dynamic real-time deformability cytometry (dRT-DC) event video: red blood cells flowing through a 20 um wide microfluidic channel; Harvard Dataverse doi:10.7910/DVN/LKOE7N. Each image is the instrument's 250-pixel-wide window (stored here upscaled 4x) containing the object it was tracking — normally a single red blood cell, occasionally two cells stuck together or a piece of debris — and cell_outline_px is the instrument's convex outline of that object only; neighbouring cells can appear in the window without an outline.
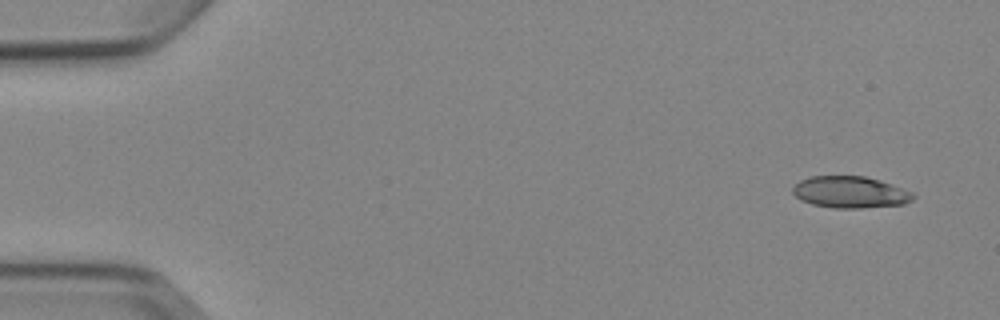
{"species": "Egyptian fruit bat (a non-hibernating species)", "species_latin": "Rousettus aegyptiacus", "temperature_condition": "cold", "stored_images_in_passage": 6, "camera_frame_rate_fps": 3000, "um_per_image_px": 0.085, "animal": {"sex": "female"}, "frame": {"image": 1, "passage_image": 1, "time_ms": 0.0, "image_size_px": [1000, 320], "cell_outline_px": [[916, 196], [912, 200], [904, 204], [860, 208], [836, 208], [812, 204], [800, 200], [792, 192], [792, 188], [800, 180], [812, 176], [864, 176], [880, 180], [912, 192]], "centroid_in_image_um": [72.26, 16.33], "position_along_channel_um": 12.7, "area_um2": 22.14}}
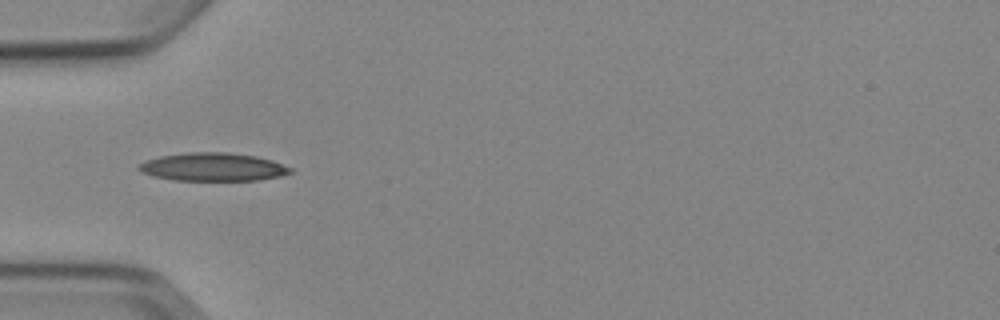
{"frame": {"image": 2, "passage_image": 5, "time_ms": 4.667, "image_size_px": [1000, 320], "cell_outline_px": [[292, 172], [280, 176], [256, 180], [176, 180], [152, 176], [140, 172], [136, 168], [136, 164], [160, 156], [188, 152], [228, 152], [256, 156], [272, 160], [292, 168]], "centroid_in_image_um": [18.06, 14.19], "position_along_channel_um": 66.9, "area_um2": 24.91}}
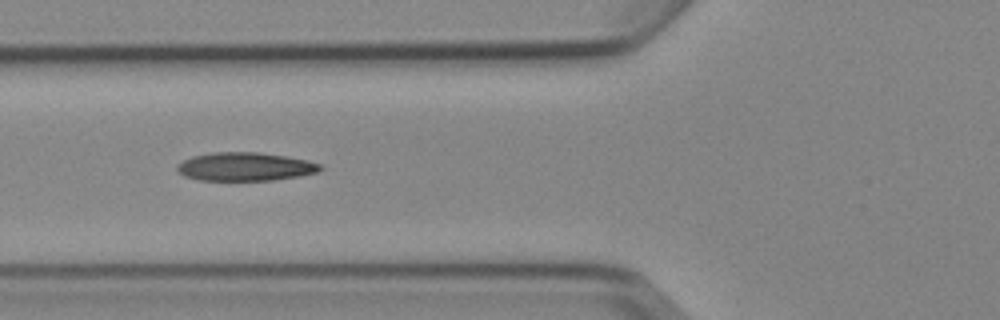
{"frame": {"image": 3, "passage_image": 6, "time_ms": 5.667, "image_size_px": [1000, 320], "cell_outline_px": [[324, 168], [316, 172], [300, 176], [272, 180], [200, 180], [184, 176], [176, 168], [176, 164], [192, 156], [212, 152], [260, 152], [288, 156], [308, 160], [320, 164]], "centroid_in_image_um": [20.85, 14.15], "position_along_channel_um": 105.0, "area_um2": 23.81}}